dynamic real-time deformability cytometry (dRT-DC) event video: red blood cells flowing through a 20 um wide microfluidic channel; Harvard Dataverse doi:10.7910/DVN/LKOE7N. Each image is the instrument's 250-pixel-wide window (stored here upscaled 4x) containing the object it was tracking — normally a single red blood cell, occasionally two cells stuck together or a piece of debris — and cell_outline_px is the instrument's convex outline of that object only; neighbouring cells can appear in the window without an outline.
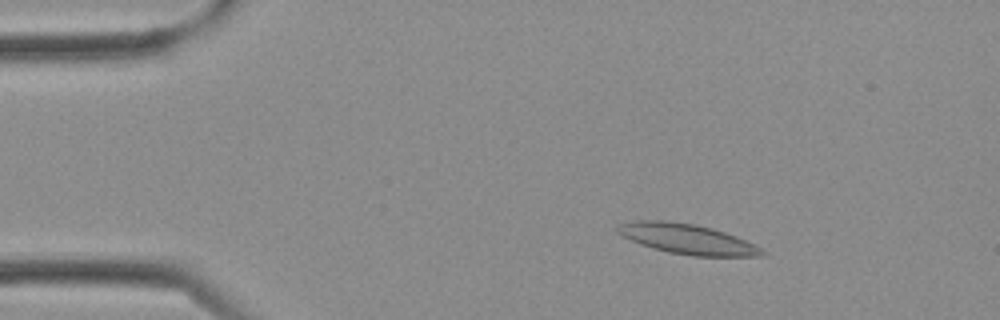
{"species": "Egyptian fruit bat (a non-hibernating species)", "species_latin": "Rousettus aegyptiacus", "temperature_condition": "cold", "stored_images_in_passage": 2, "camera_frame_rate_fps": 3000, "um_per_image_px": 0.085, "frame": {"image": 1, "passage_image": 1, "time_ms": 0.0, "image_size_px": [1000, 320], "cell_outline_px": [[768, 252], [760, 256], [692, 256], [668, 252], [652, 248], [640, 244], [616, 232], [616, 228], [620, 224], [632, 220], [668, 220], [696, 224], [712, 228], [736, 236], [756, 244]], "centroid_in_image_um": [58.43, 20.31], "position_along_channel_um": 26.6, "area_um2": 25.55}}